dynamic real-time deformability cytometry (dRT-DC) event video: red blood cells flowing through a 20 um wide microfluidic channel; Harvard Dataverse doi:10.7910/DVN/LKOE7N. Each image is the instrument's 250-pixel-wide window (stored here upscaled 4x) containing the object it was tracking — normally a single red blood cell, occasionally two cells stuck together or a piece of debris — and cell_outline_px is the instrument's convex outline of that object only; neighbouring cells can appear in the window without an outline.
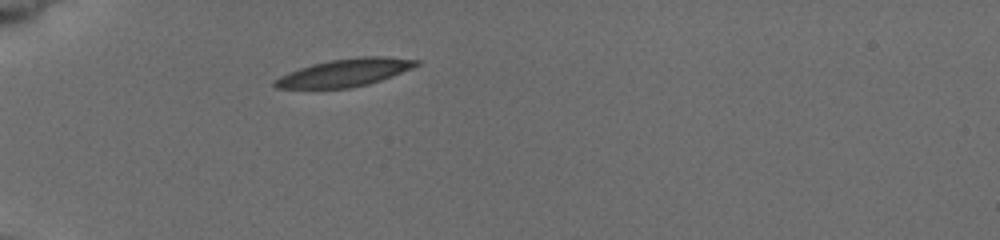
{"species": "common noctule bat (a hibernating species)", "species_latin": "Nyctalus noctula", "temperature_condition": "cold", "stored_images_in_passage": 20, "camera_frame_rate_fps": 3000, "um_per_image_px": 0.085, "animal": {"sex": "female", "body_mass_g": 19.5, "forearm_length_mm": 54.1}, "frame": {"image": 1, "passage_image": 1, "time_ms": 0.0, "image_size_px": [1000, 240], "cell_outline_px": [[420, 64], [412, 68], [392, 76], [368, 84], [352, 88], [276, 88], [272, 84], [272, 80], [288, 72], [312, 64], [328, 60], [360, 56], [384, 56], [420, 60]], "centroid_in_image_um": [29.31, 6.17], "position_along_channel_um": 55.7, "area_um2": 22.89}}
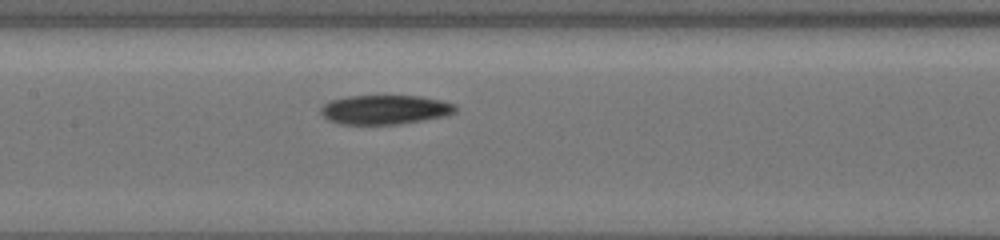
{"frame": {"image": 2, "passage_image": 12, "time_ms": 3.667, "image_size_px": [1000, 240], "cell_outline_px": [[456, 112], [448, 116], [400, 124], [340, 124], [328, 120], [320, 112], [320, 108], [328, 100], [348, 96], [420, 96], [440, 100], [456, 104]], "centroid_in_image_um": [32.73, 9.32], "position_along_channel_um": 174.7, "area_um2": 23.18}}
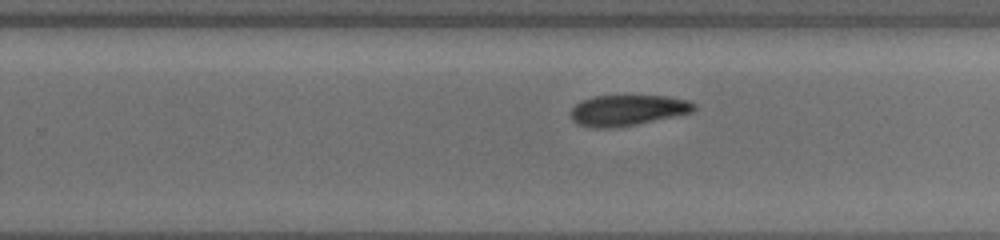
{"frame": {"image": 3, "passage_image": 18, "time_ms": 6.333, "image_size_px": [1000, 240], "cell_outline_px": [[696, 108], [692, 112], [636, 124], [608, 128], [592, 128], [580, 124], [572, 120], [572, 108], [580, 100], [592, 96], [668, 96], [688, 100], [696, 104]], "centroid_in_image_um": [53.34, 9.36], "position_along_channel_um": 276.5, "area_um2": 21.91}}